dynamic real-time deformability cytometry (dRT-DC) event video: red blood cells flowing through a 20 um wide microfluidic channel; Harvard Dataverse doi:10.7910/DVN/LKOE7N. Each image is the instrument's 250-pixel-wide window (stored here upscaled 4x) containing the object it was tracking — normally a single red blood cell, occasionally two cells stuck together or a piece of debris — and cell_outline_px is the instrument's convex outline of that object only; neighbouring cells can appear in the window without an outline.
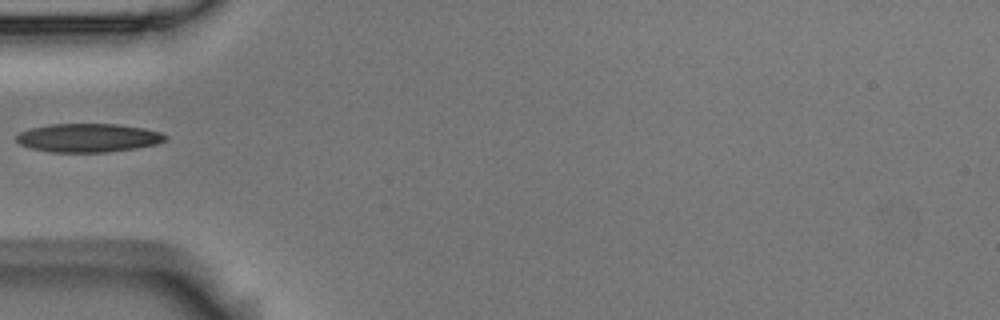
{"species": "Egyptian fruit bat (a non-hibernating species)", "species_latin": "Rousettus aegyptiacus", "temperature_condition": "room temperature", "stored_images_in_passage": 2, "camera_frame_rate_fps": 3000, "um_per_image_px": 0.085, "animal": {"sex": "male"}, "frame": {"image": 1, "passage_image": 1, "time_ms": 0.0, "image_size_px": [1000, 320], "cell_outline_px": [[168, 136], [164, 140], [156, 144], [136, 148], [108, 152], [52, 152], [32, 148], [20, 144], [16, 140], [16, 136], [20, 132], [28, 128], [48, 124], [116, 124], [144, 128], [160, 132]], "centroid_in_image_um": [7.48, 11.71], "position_along_channel_um": 77.5, "area_um2": 24.8}}
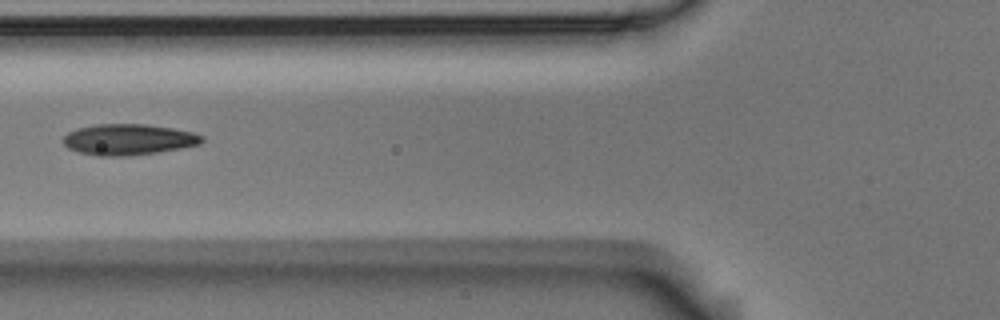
{"frame": {"image": 2, "passage_image": 2, "time_ms": 0.333, "image_size_px": [1000, 320], "cell_outline_px": [[204, 140], [200, 144], [180, 148], [156, 152], [128, 156], [96, 156], [80, 152], [68, 148], [64, 144], [64, 136], [68, 132], [76, 128], [96, 124], [144, 124], [172, 128], [192, 132], [204, 136]], "centroid_in_image_um": [10.9, 11.85], "position_along_channel_um": 114.9, "area_um2": 24.97}}